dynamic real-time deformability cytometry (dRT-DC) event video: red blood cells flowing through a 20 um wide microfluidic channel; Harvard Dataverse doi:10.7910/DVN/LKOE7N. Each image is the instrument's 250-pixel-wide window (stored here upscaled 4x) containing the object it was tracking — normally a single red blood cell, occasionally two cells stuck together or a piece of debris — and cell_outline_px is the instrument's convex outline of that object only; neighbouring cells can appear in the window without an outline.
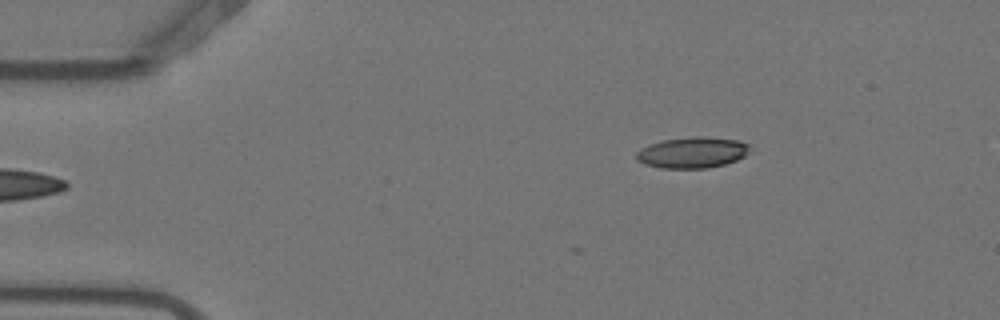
{"species": "Egyptian fruit bat (a non-hibernating species)", "species_latin": "Rousettus aegyptiacus", "temperature_condition": "warm", "stored_images_in_passage": 4, "camera_frame_rate_fps": 3000, "um_per_image_px": 0.085, "animal": {"sex": "female"}, "frame": {"image": 1, "passage_image": 4, "time_ms": 1.0, "image_size_px": [1000, 320], "cell_outline_px": [[748, 152], [744, 156], [736, 160], [724, 164], [708, 168], [660, 168], [644, 164], [636, 160], [636, 152], [640, 148], [648, 144], [664, 140], [696, 136], [704, 136], [740, 140], [748, 144]], "centroid_in_image_um": [58.81, 12.96], "position_along_channel_um": 26.2, "area_um2": 20.58}}